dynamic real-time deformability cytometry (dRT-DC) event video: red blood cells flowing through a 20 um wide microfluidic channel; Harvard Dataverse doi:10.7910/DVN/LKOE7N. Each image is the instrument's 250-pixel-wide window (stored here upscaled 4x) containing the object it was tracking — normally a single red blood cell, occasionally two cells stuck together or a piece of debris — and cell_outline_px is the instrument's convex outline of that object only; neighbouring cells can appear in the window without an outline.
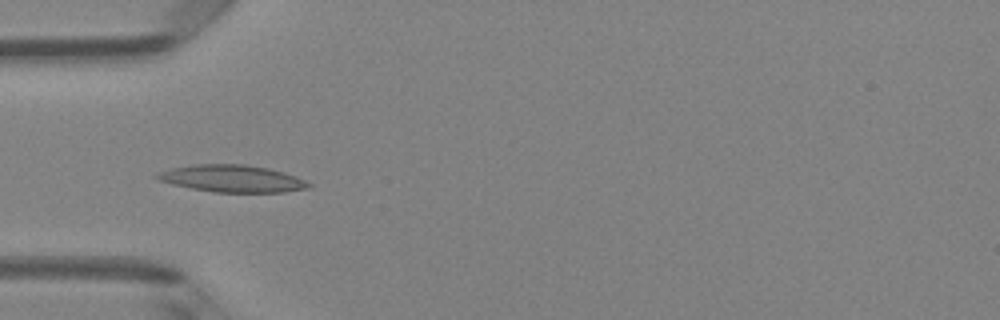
{"species": "Egyptian fruit bat (a non-hibernating species)", "species_latin": "Rousettus aegyptiacus", "temperature_condition": "room temperature", "stored_images_in_passage": 4, "camera_frame_rate_fps": 3000, "um_per_image_px": 0.085, "animal": {"sex": "female"}, "frame": {"image": 1, "passage_image": 4, "time_ms": 1.0, "image_size_px": [1000, 320], "cell_outline_px": [[312, 184], [308, 188], [284, 192], [212, 192], [172, 184], [160, 180], [152, 176], [160, 172], [172, 168], [196, 164], [244, 164], [268, 168], [284, 172], [296, 176]], "centroid_in_image_um": [19.74, 15.18], "position_along_channel_um": 65.3, "area_um2": 23.81}}